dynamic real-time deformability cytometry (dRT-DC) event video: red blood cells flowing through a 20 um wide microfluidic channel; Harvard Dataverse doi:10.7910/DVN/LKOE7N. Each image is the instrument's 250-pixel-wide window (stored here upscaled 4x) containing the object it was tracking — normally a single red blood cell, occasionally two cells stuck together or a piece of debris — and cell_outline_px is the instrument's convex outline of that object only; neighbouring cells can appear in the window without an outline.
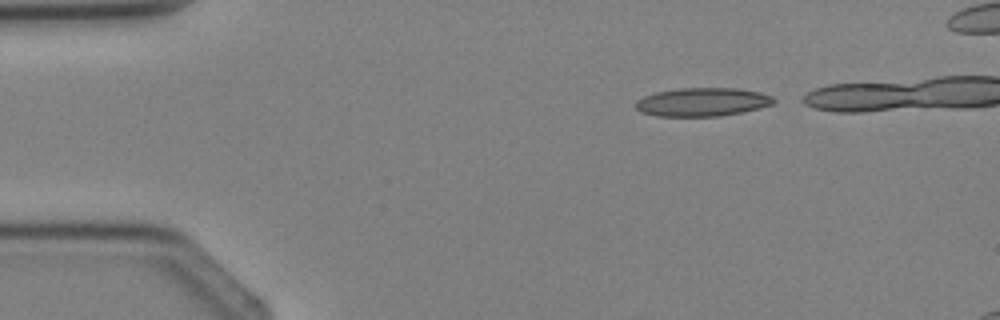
{"species": "Egyptian fruit bat (a non-hibernating species)", "species_latin": "Rousettus aegyptiacus", "temperature_condition": "cold", "stored_images_in_passage": 2, "camera_frame_rate_fps": 3000, "um_per_image_px": 0.085, "animal": {"sex": "female"}, "frame": {"image": 1, "passage_image": 1, "time_ms": 0.0, "image_size_px": [1000, 320], "cell_outline_px": [[776, 100], [772, 104], [760, 108], [720, 116], [656, 116], [640, 112], [636, 108], [636, 100], [644, 96], [656, 92], [680, 88], [736, 88], [760, 92], [772, 96]], "centroid_in_image_um": [59.69, 8.67], "position_along_channel_um": 25.3, "area_um2": 22.89}}